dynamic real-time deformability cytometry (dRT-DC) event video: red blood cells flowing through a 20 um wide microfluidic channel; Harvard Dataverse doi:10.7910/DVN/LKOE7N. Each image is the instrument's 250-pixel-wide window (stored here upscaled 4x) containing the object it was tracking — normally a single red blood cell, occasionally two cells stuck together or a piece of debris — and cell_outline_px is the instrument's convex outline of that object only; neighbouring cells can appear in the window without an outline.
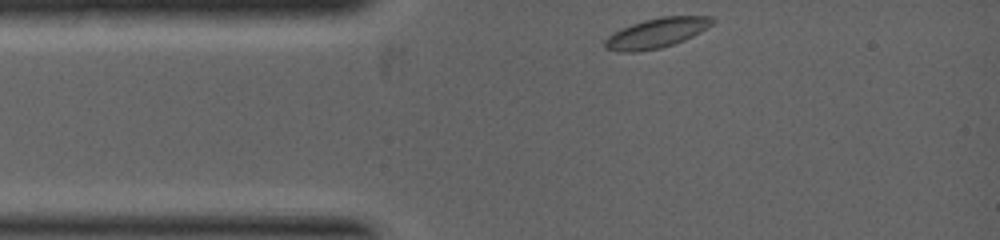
{"species": "common noctule bat (a hibernating species)", "species_latin": "Nyctalus noctula", "temperature_condition": "warm", "stored_images_in_passage": 2, "camera_frame_rate_fps": 5000, "um_per_image_px": 0.085, "animal": {"sex": "female", "body_mass_g": 19.0, "forearm_length_mm": 53.3}, "frame": {"image": 1, "passage_image": 1, "time_ms": 0.0, "image_size_px": [1000, 240], "cell_outline_px": [[716, 20], [712, 24], [700, 32], [684, 40], [660, 48], [636, 52], [616, 52], [604, 48], [604, 40], [608, 36], [632, 24], [644, 20], [660, 16], [712, 16]], "centroid_in_image_um": [55.8, 2.81], "position_along_channel_um": 29.2, "area_um2": 18.55}}
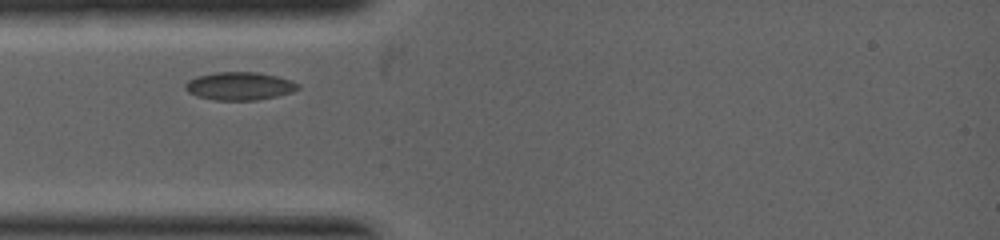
{"frame": {"image": 2, "passage_image": 2, "time_ms": 0.8, "image_size_px": [1000, 240], "cell_outline_px": [[300, 88], [292, 92], [276, 96], [256, 100], [212, 100], [196, 96], [188, 92], [184, 88], [184, 84], [188, 80], [196, 76], [216, 72], [260, 72], [292, 80], [300, 84]], "centroid_in_image_um": [20.35, 7.31], "position_along_channel_um": 64.7, "area_um2": 18.61}}